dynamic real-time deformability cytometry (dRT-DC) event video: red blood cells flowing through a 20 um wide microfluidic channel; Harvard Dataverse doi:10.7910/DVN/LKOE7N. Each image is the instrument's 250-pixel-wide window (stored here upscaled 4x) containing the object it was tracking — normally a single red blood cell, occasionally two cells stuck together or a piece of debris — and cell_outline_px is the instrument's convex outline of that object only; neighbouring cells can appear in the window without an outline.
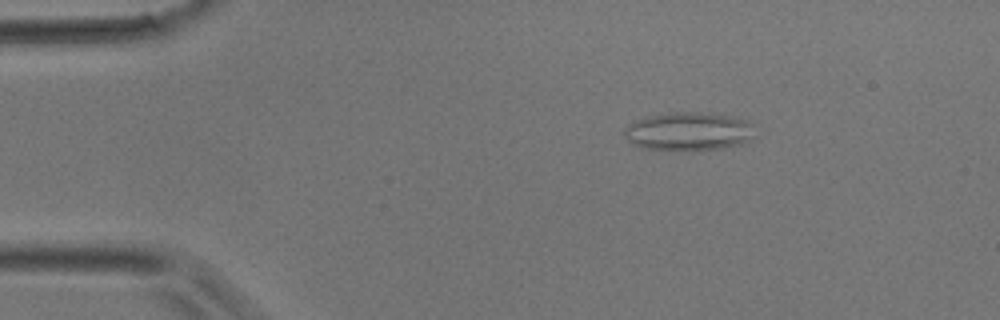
{"species": "common noctule bat (a hibernating species)", "species_latin": "Nyctalus noctula", "temperature_condition": "room temperature", "stored_images_in_passage": 5, "camera_frame_rate_fps": 3000, "um_per_image_px": 0.085, "animal": {"sex": "male", "body_mass_g": 17.9}, "frame": {"image": 1, "passage_image": 2, "time_ms": 0.333, "image_size_px": [1000, 320], "cell_outline_px": [[752, 136], [744, 144], [724, 148], [688, 152], [644, 148], [632, 144], [624, 136], [624, 128], [628, 124], [644, 116], [672, 112], [708, 112], [736, 116], [744, 120], [748, 124]], "centroid_in_image_um": [58.47, 11.18], "position_along_channel_um": 26.5, "area_um2": 29.77}}
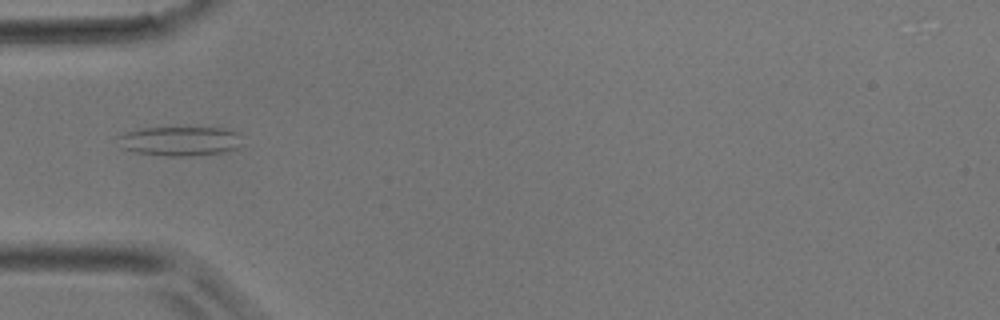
{"frame": {"image": 2, "passage_image": 4, "time_ms": 1.0, "image_size_px": [1000, 320], "cell_outline_px": [[244, 144], [236, 148], [220, 152], [184, 156], [164, 156], [136, 152], [124, 148], [116, 136], [124, 132], [144, 128], [220, 128], [236, 132]], "centroid_in_image_um": [15.28, 11.99], "position_along_channel_um": 69.7, "area_um2": 20.92}}